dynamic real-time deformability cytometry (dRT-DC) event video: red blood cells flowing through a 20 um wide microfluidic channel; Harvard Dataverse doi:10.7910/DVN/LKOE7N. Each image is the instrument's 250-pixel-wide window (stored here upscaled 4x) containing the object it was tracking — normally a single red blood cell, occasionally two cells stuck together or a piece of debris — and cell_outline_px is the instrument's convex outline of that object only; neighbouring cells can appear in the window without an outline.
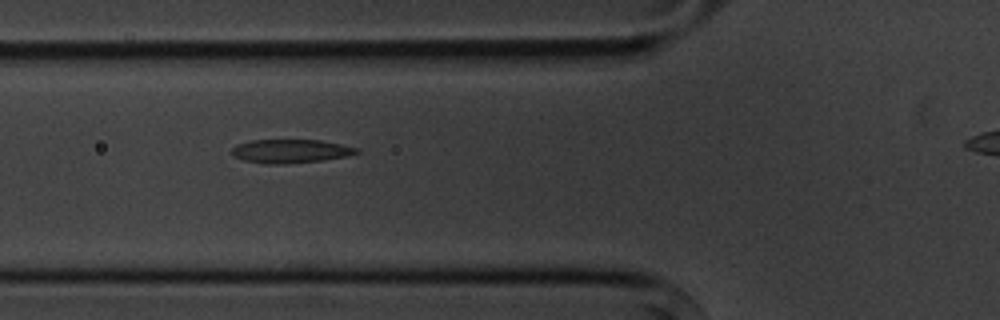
{"species": "common noctule bat (a hibernating species)", "species_latin": "Nyctalus noctula", "temperature_condition": "cold", "stored_images_in_passage": 5, "segment_of_instrument_passage": [1, 2], "camera_frame_rate_fps": 3000, "um_per_image_px": 0.085, "animal": {"sex": "male", "body_mass_g": 20.1, "forearm_length_mm": 53.5}, "frame": {"image": 1, "passage_image": 3, "time_ms": 2.333, "image_size_px": [1000, 320], "cell_outline_px": [[360, 152], [348, 156], [324, 160], [284, 164], [264, 164], [244, 160], [232, 156], [232, 148], [236, 144], [248, 140], [320, 140], [360, 148]], "centroid_in_image_um": [24.69, 12.85], "position_along_channel_um": 101.1, "area_um2": 17.4}}
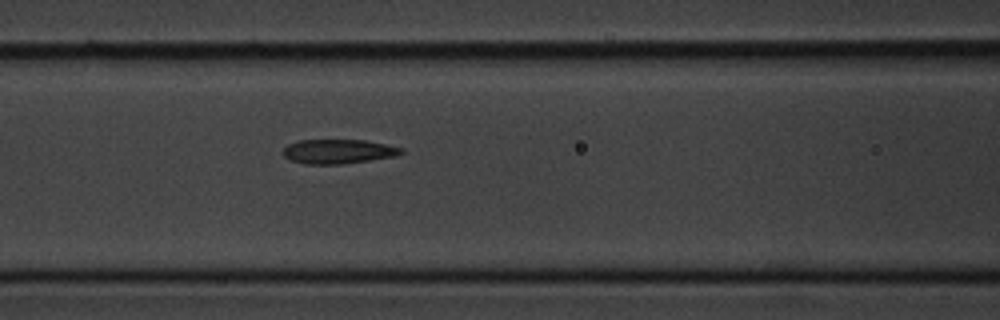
{"frame": {"image": 2, "passage_image": 4, "time_ms": 3.333, "image_size_px": [1000, 320], "cell_outline_px": [[404, 152], [396, 156], [340, 164], [304, 164], [292, 160], [284, 156], [280, 152], [288, 144], [296, 140], [364, 140], [404, 148]], "centroid_in_image_um": [28.72, 12.87], "position_along_channel_um": 137.9, "area_um2": 16.76}}